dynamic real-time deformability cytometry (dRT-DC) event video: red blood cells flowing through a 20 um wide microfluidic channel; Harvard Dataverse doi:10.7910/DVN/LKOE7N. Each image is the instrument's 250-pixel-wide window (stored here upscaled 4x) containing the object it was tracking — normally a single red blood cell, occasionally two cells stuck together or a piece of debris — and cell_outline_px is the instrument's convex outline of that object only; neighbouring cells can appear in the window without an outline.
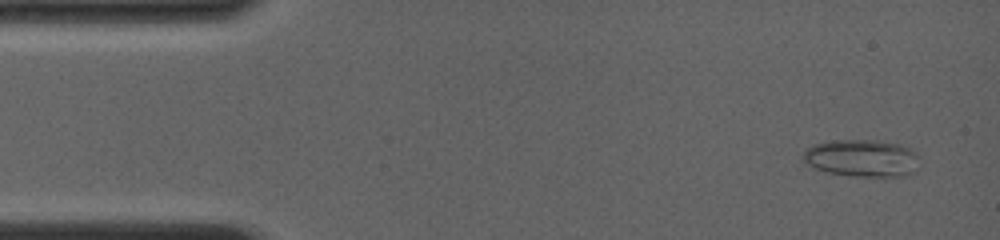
{"species": "common noctule bat (a hibernating species)", "species_latin": "Nyctalus noctula", "temperature_condition": "room temperature", "stored_images_in_passage": 19, "camera_frame_rate_fps": 4000, "um_per_image_px": 0.085, "animal": {"sex": "female", "body_mass_g": 19.0, "forearm_length_mm": 56.7}, "frame": {"image": 1, "passage_image": 3, "time_ms": 0.75, "image_size_px": [1000, 240], "cell_outline_px": [[920, 156], [916, 172], [904, 176], [852, 176], [824, 172], [808, 164], [800, 156], [804, 148], [816, 144], [832, 140], [876, 140], [896, 144], [908, 148], [916, 152]], "centroid_in_image_um": [73.26, 13.45], "position_along_channel_um": 11.7, "area_um2": 25.55}}
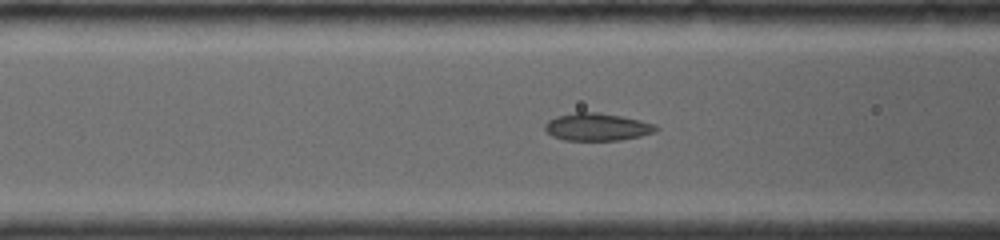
{"frame": {"image": 2, "passage_image": 14, "time_ms": 5.75, "image_size_px": [1000, 240], "cell_outline_px": [[660, 128], [652, 132], [640, 136], [620, 140], [564, 140], [552, 136], [544, 128], [544, 124], [548, 120], [556, 116], [576, 112], [600, 112], [640, 120], [656, 124]], "centroid_in_image_um": [50.74, 10.78], "position_along_channel_um": 115.9, "area_um2": 17.8}}
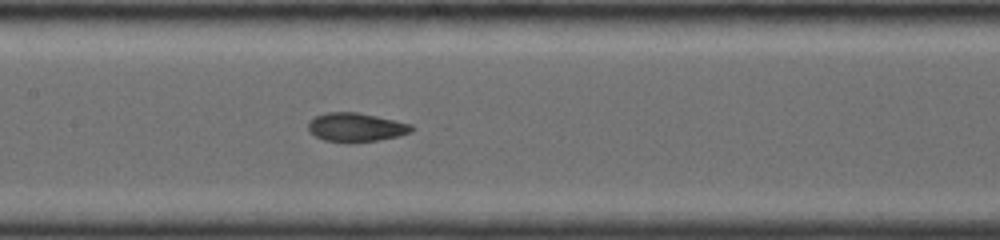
{"frame": {"image": 3, "passage_image": 17, "time_ms": 7.25, "image_size_px": [1000, 240], "cell_outline_px": [[416, 128], [412, 132], [396, 136], [376, 140], [324, 140], [308, 132], [308, 120], [324, 112], [356, 112], [376, 116], [412, 124]], "centroid_in_image_um": [30.25, 10.77], "position_along_channel_um": 177.2, "area_um2": 16.88}}